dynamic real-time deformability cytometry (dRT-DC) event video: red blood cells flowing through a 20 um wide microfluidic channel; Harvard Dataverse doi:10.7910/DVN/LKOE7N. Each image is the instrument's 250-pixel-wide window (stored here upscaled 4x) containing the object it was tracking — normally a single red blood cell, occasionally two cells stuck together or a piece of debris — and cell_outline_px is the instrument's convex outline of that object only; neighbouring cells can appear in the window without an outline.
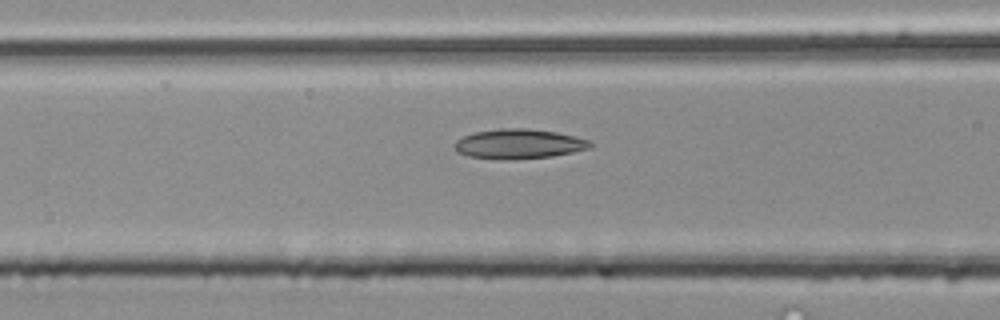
{"species": "common noctule bat (a hibernating species)", "species_latin": "Nyctalus noctula", "temperature_condition": "room temperature", "stored_images_in_passage": 26, "camera_frame_rate_fps": 3000, "um_per_image_px": 0.085, "animal": {"sex": "male", "body_mass_g": 20.4}, "frame": {"image": 1, "passage_image": 8, "time_ms": 2.333, "image_size_px": [1000, 320], "cell_outline_px": [[596, 144], [592, 148], [552, 156], [468, 156], [452, 148], [452, 144], [456, 140], [464, 136], [476, 132], [500, 128], [524, 128], [556, 132], [588, 140]], "centroid_in_image_um": [44.14, 12.17], "position_along_channel_um": 122.5, "area_um2": 22.25}}
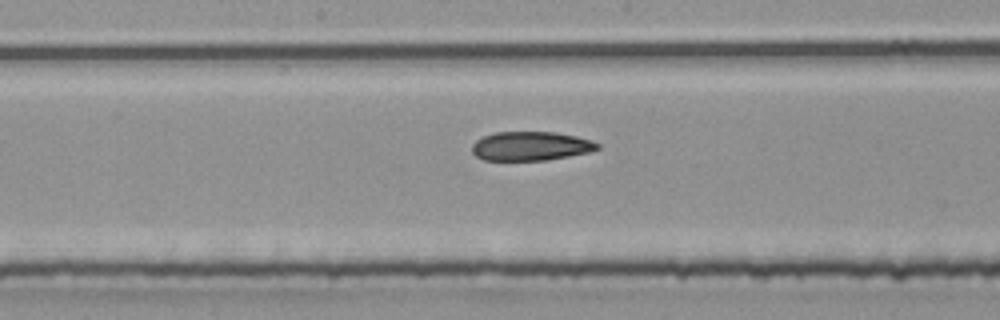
{"frame": {"image": 2, "passage_image": 14, "time_ms": 4.333, "image_size_px": [1000, 320], "cell_outline_px": [[600, 148], [588, 152], [568, 156], [544, 160], [484, 160], [476, 156], [472, 152], [472, 144], [476, 140], [484, 136], [496, 132], [556, 132], [576, 136], [592, 140], [600, 144]], "centroid_in_image_um": [45.11, 12.41], "position_along_channel_um": 203.1, "area_um2": 21.15}}
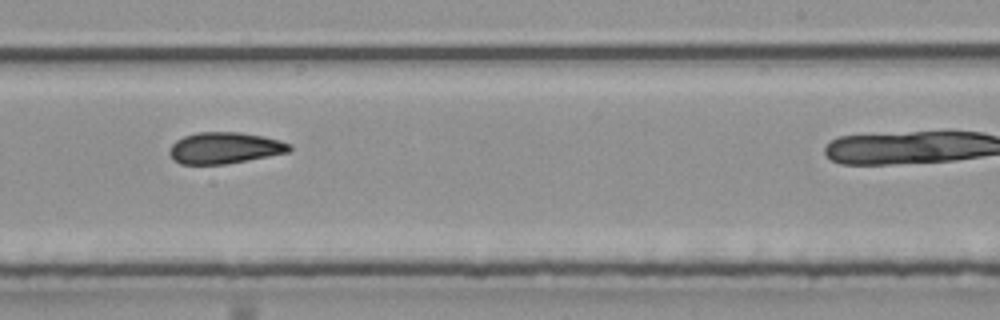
{"frame": {"image": 3, "passage_image": 19, "time_ms": 6.0, "image_size_px": [1000, 320], "cell_outline_px": [[292, 152], [248, 160], [224, 164], [180, 164], [172, 160], [168, 152], [172, 144], [176, 140], [184, 136], [196, 132], [240, 132], [280, 140], [292, 144]], "centroid_in_image_um": [19.1, 12.58], "position_along_channel_um": 269.9, "area_um2": 22.14}, "authors_computed_cell_mechanics": {"area_um2": 22.3397, "velocity_mm_per_s": 4.0202, "shape_relaxation_time_tau1_ms": null, "shape_relaxation_time_tau2_ms": 3.073, "deformation_change_tau1": null, "deformation_change_tau2": 0.0906}}